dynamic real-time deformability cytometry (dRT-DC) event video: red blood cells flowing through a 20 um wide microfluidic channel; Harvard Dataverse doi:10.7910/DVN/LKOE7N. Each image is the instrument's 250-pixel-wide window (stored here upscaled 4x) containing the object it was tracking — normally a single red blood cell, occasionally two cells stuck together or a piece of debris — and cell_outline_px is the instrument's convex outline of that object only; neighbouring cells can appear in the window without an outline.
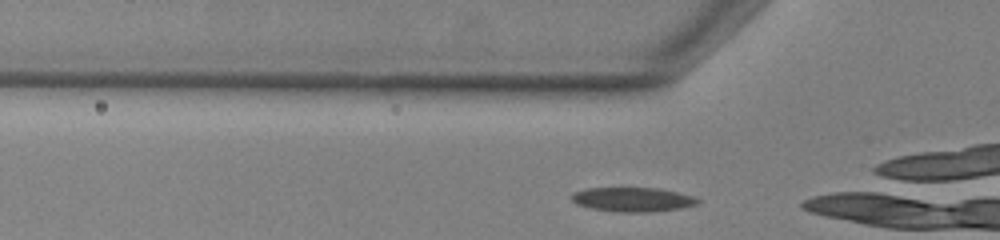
{"species": "common noctule bat (a hibernating species)", "species_latin": "Nyctalus noctula", "temperature_condition": "warm", "stored_images_in_passage": 37, "segment_of_instrument_passage": [2, 2], "camera_frame_rate_fps": 3000, "um_per_image_px": 0.085, "animal": {"sex": "male", "body_mass_g": 13.0, "forearm_length_mm": 53.1}, "frame": {"image": 1, "passage_image": 12, "time_ms": 3.667, "image_size_px": [1000, 240], "cell_outline_px": [[700, 204], [680, 208], [652, 212], [616, 212], [588, 208], [576, 204], [572, 200], [572, 192], [588, 188], [656, 188], [676, 192], [692, 196], [700, 200]], "centroid_in_image_um": [53.75, 16.97], "position_along_channel_um": 72.0, "area_um2": 17.92}}
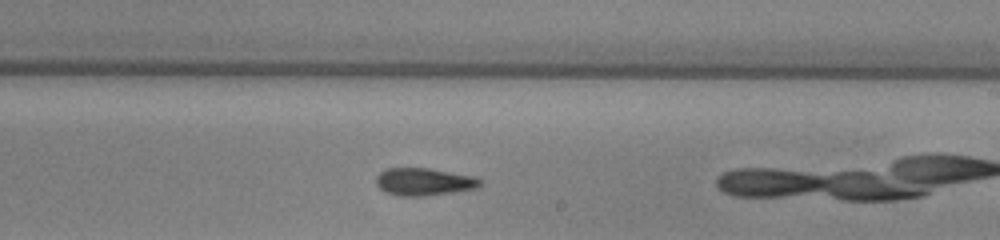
{"frame": {"image": 2, "passage_image": 26, "time_ms": 8.333, "image_size_px": [1000, 240], "cell_outline_px": [[484, 180], [476, 188], [452, 192], [424, 196], [400, 196], [384, 192], [376, 184], [376, 176], [384, 168], [428, 168], [476, 176]], "centroid_in_image_um": [36.03, 15.44], "position_along_channel_um": 253.0, "area_um2": 16.82}}
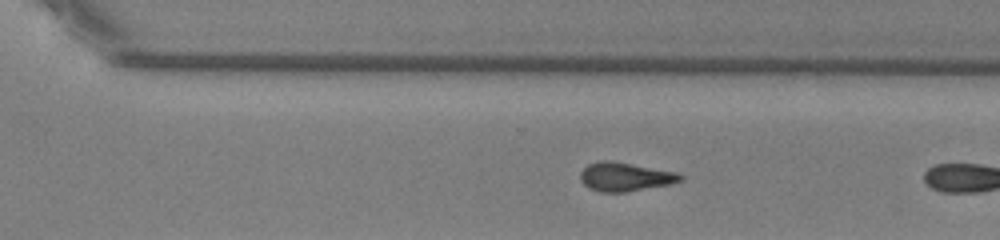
{"frame": {"image": 3, "passage_image": 31, "time_ms": 10.0, "image_size_px": [1000, 240], "cell_outline_px": [[684, 180], [672, 184], [624, 192], [600, 192], [588, 188], [580, 180], [580, 172], [588, 164], [600, 160], [612, 160], [680, 172], [684, 176]], "centroid_in_image_um": [53.18, 15.01], "position_along_channel_um": 317.4, "area_um2": 17.17}}